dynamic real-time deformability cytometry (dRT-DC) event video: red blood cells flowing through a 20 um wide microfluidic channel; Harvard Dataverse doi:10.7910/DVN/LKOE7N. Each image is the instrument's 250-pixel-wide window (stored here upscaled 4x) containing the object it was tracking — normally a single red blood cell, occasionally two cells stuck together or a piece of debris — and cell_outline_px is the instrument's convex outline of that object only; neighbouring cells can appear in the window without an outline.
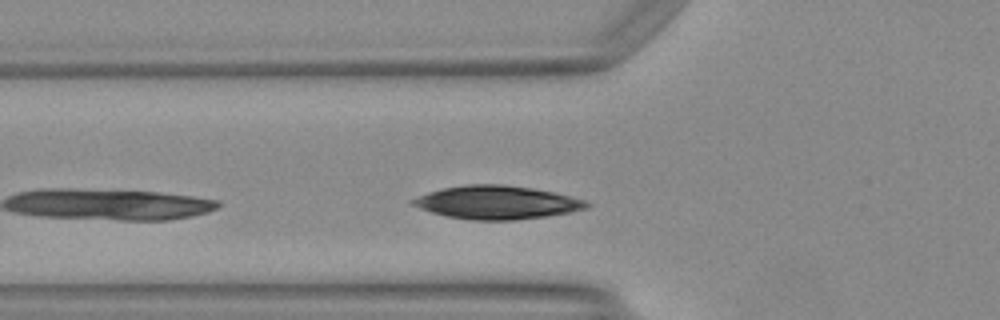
{"species": "Egyptian fruit bat (a non-hibernating species)", "species_latin": "Rousettus aegyptiacus", "temperature_condition": "warm", "stored_images_in_passage": 21, "camera_frame_rate_fps": 3000, "um_per_image_px": 0.085, "animal": {"sex": "female"}, "frame": {"image": 1, "passage_image": 4, "time_ms": 1.0, "image_size_px": [1000, 320], "cell_outline_px": [[592, 204], [588, 208], [548, 216], [512, 220], [472, 220], [448, 216], [432, 212], [420, 208], [412, 204], [408, 200], [428, 192], [444, 188], [468, 184], [500, 184], [532, 188], [552, 192], [584, 200]], "centroid_in_image_um": [42.22, 17.2], "position_along_channel_um": 83.6, "area_um2": 33.47}}